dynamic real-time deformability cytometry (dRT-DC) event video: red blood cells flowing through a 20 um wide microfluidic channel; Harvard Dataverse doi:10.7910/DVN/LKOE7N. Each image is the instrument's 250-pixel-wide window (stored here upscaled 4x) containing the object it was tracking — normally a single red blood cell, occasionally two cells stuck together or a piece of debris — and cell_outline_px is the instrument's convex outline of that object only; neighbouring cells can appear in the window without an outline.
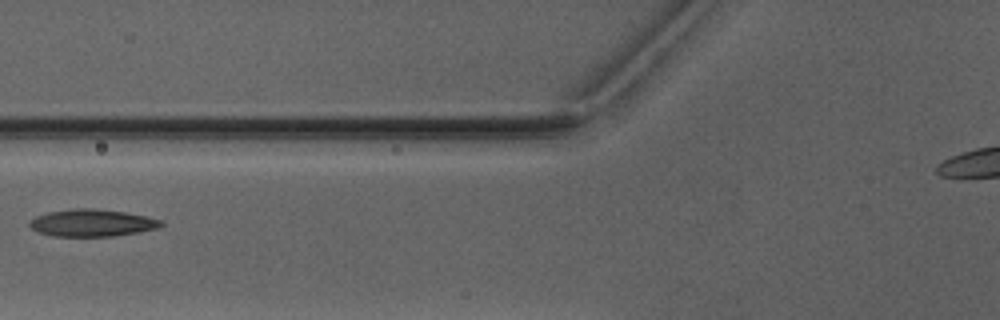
{"species": "Egyptian fruit bat (a non-hibernating species)", "species_latin": "Rousettus aegyptiacus", "temperature_condition": "warm", "stored_images_in_passage": 3, "camera_frame_rate_fps": 3000, "um_per_image_px": 0.085, "animal": {"sex": "male"}, "frame": {"image": 1, "passage_image": 2, "time_ms": 1.333, "image_size_px": [1000, 320], "cell_outline_px": [[164, 224], [160, 228], [112, 236], [52, 236], [36, 232], [28, 224], [36, 216], [48, 212], [76, 208], [92, 208], [124, 212], [144, 216], [160, 220]], "centroid_in_image_um": [7.8, 18.95], "position_along_channel_um": 118.0, "area_um2": 20.63}}
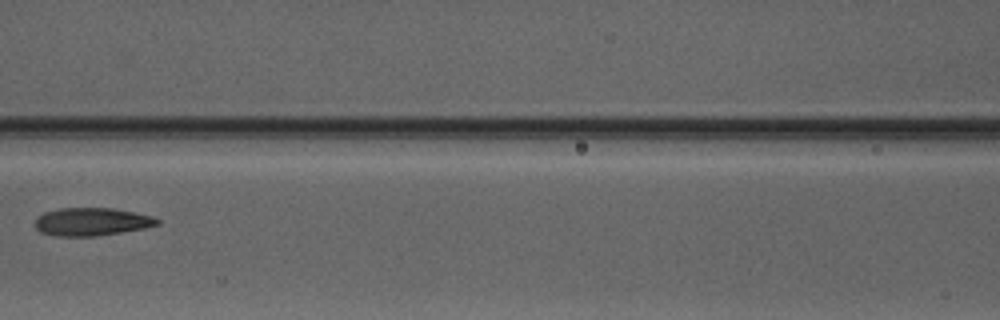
{"frame": {"image": 2, "passage_image": 3, "time_ms": 2.333, "image_size_px": [1000, 320], "cell_outline_px": [[160, 224], [144, 228], [96, 236], [56, 236], [40, 232], [32, 224], [36, 216], [44, 212], [60, 208], [112, 208], [152, 216], [160, 220]], "centroid_in_image_um": [7.73, 18.85], "position_along_channel_um": 158.9, "area_um2": 20.0}}